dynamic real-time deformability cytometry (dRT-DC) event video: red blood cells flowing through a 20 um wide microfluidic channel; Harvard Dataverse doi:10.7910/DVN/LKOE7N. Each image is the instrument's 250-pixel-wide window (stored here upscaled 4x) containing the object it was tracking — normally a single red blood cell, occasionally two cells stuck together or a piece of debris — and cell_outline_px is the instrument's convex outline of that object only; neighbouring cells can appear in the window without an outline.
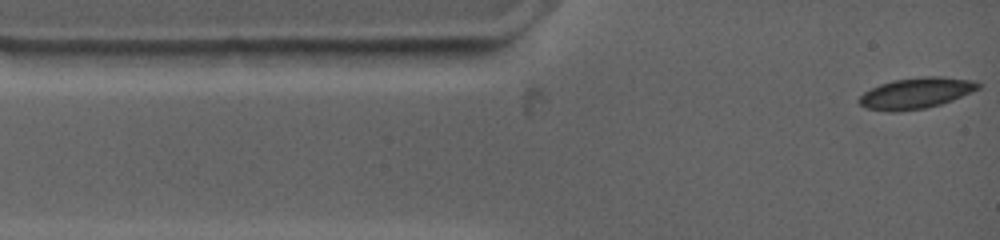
{"species": "common noctule bat (a hibernating species)", "species_latin": "Nyctalus noctula", "temperature_condition": "warm", "stored_images_in_passage": 10, "camera_frame_rate_fps": 4500, "um_per_image_px": 0.085, "animal": {"sex": "female", "body_mass_g": 19.0, "forearm_length_mm": 53.3}, "frame": {"image": 1, "passage_image": 1, "time_ms": 0.0, "image_size_px": [1000, 240], "cell_outline_px": [[980, 88], [952, 100], [940, 104], [924, 108], [896, 112], [888, 112], [868, 108], [860, 104], [856, 100], [864, 92], [880, 84], [892, 80], [924, 76], [940, 76], [968, 80], [980, 84]], "centroid_in_image_um": [77.81, 7.92], "position_along_channel_um": 7.2, "area_um2": 21.27}}
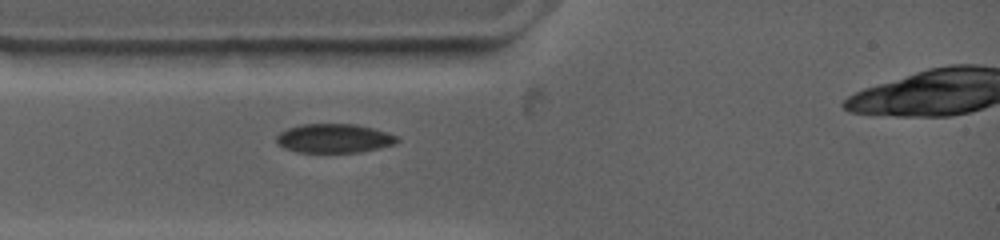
{"frame": {"image": 2, "passage_image": 10, "time_ms": 2.444, "image_size_px": [1000, 240], "cell_outline_px": [[400, 140], [396, 144], [360, 152], [296, 152], [284, 148], [276, 144], [276, 136], [280, 132], [288, 128], [300, 124], [356, 124], [372, 128], [396, 136]], "centroid_in_image_um": [28.36, 11.76], "position_along_channel_um": 56.6, "area_um2": 20.4}}